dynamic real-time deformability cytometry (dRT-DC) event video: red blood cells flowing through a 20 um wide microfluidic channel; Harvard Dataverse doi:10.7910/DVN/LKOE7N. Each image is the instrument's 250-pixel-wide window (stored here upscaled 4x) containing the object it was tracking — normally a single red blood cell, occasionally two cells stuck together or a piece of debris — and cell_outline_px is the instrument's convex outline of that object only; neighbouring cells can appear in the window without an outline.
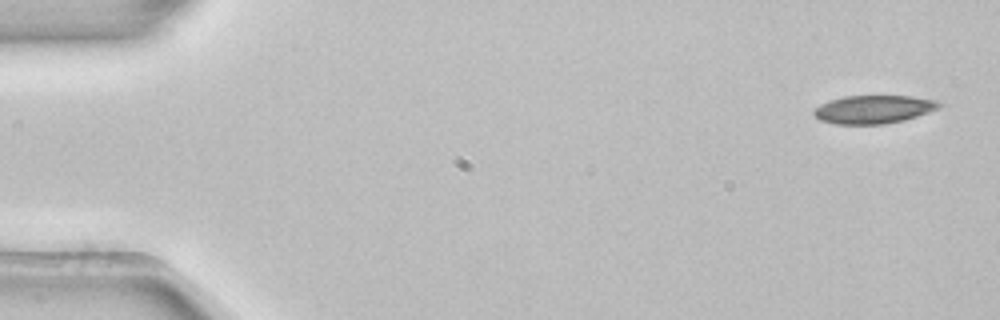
{"species": "common noctule bat (a hibernating species)", "species_latin": "Nyctalus noctula", "temperature_condition": "room temperature", "stored_images_in_passage": 4, "camera_frame_rate_fps": 3000, "um_per_image_px": 0.085, "animal": {"sex": "female", "body_mass_g": 22.7, "forearm_length_mm": 54.2}, "frame": {"image": 1, "passage_image": 1, "time_ms": 0.0, "image_size_px": [1000, 320], "cell_outline_px": [[944, 104], [940, 108], [904, 120], [884, 124], [836, 124], [820, 120], [812, 112], [820, 104], [828, 100], [844, 96], [912, 96], [936, 100]], "centroid_in_image_um": [74.27, 9.29], "position_along_channel_um": 10.7, "area_um2": 20.63}}
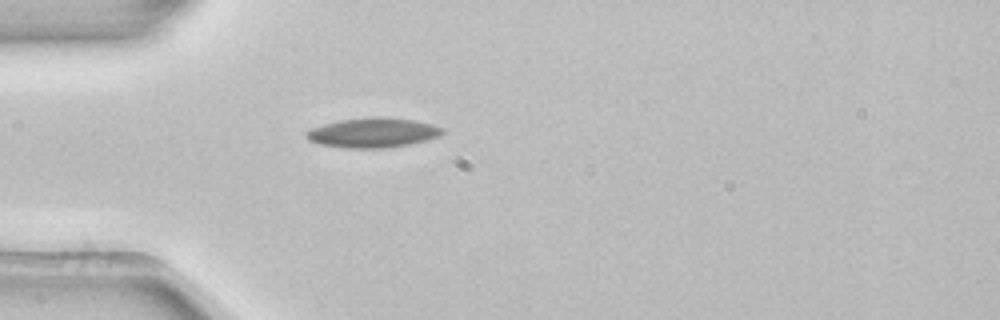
{"frame": {"image": 2, "passage_image": 4, "time_ms": 1.0, "image_size_px": [1000, 320], "cell_outline_px": [[444, 132], [440, 136], [428, 140], [408, 144], [384, 148], [348, 148], [320, 144], [308, 140], [304, 136], [304, 132], [312, 128], [324, 124], [340, 120], [372, 116], [384, 116], [416, 120], [432, 124], [444, 128]], "centroid_in_image_um": [31.71, 11.26], "position_along_channel_um": 53.3, "area_um2": 23.81}}